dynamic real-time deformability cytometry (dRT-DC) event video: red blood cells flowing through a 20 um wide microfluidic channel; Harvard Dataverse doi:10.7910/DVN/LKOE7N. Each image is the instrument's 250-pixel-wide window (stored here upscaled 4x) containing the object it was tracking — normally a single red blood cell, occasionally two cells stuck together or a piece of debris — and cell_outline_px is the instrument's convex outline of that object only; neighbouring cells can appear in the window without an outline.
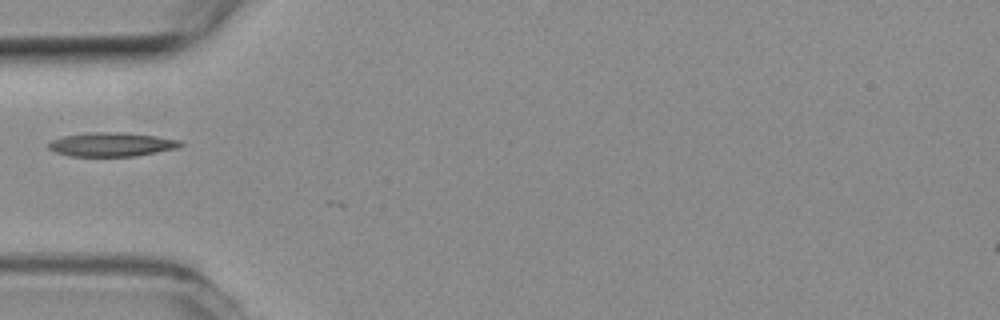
{"species": "common noctule bat (a hibernating species)", "species_latin": "Nyctalus noctula", "temperature_condition": "room temperature", "stored_images_in_passage": 3, "camera_frame_rate_fps": 3000, "um_per_image_px": 0.085, "animal": {"sex": "female", "body_mass_g": 19.3, "forearm_length_mm": 54.1}, "frame": {"image": 1, "passage_image": 1, "time_ms": 0.0, "image_size_px": [1000, 320], "cell_outline_px": [[184, 144], [176, 148], [136, 156], [68, 156], [56, 152], [48, 148], [48, 144], [52, 140], [64, 136], [92, 132], [124, 132], [156, 136], [180, 140]], "centroid_in_image_um": [9.49, 12.27], "position_along_channel_um": 75.5, "area_um2": 18.32}}